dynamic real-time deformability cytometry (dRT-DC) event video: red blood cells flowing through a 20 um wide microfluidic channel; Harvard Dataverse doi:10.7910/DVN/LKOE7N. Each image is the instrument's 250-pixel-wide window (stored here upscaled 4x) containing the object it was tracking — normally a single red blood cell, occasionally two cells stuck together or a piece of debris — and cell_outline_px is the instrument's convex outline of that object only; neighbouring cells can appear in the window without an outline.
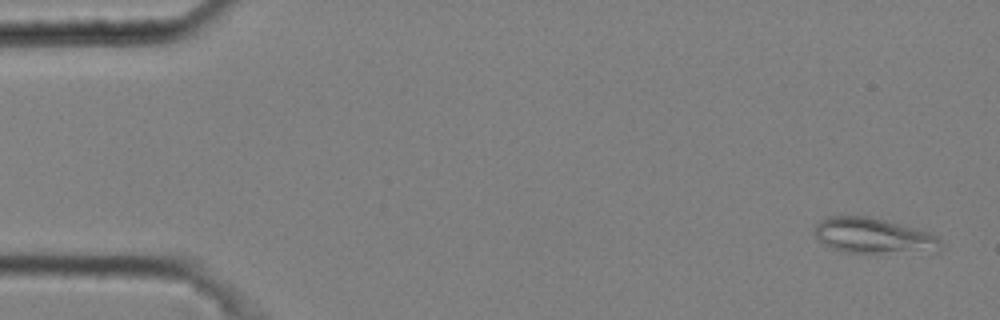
{"species": "common noctule bat (a hibernating species)", "species_latin": "Nyctalus noctula", "temperature_condition": "cold", "stored_images_in_passage": 4, "camera_frame_rate_fps": 3000, "um_per_image_px": 0.085, "animal": {"sex": "male", "body_mass_g": 20.4}, "frame": {"image": 1, "passage_image": 1, "time_ms": 0.0, "image_size_px": [1000, 320], "cell_outline_px": [[940, 244], [936, 252], [844, 252], [832, 248], [824, 244], [816, 236], [812, 228], [820, 220], [828, 216], [868, 216], [916, 228], [940, 236]], "centroid_in_image_um": [74.23, 20.03], "position_along_channel_um": 10.8, "area_um2": 25.95}}